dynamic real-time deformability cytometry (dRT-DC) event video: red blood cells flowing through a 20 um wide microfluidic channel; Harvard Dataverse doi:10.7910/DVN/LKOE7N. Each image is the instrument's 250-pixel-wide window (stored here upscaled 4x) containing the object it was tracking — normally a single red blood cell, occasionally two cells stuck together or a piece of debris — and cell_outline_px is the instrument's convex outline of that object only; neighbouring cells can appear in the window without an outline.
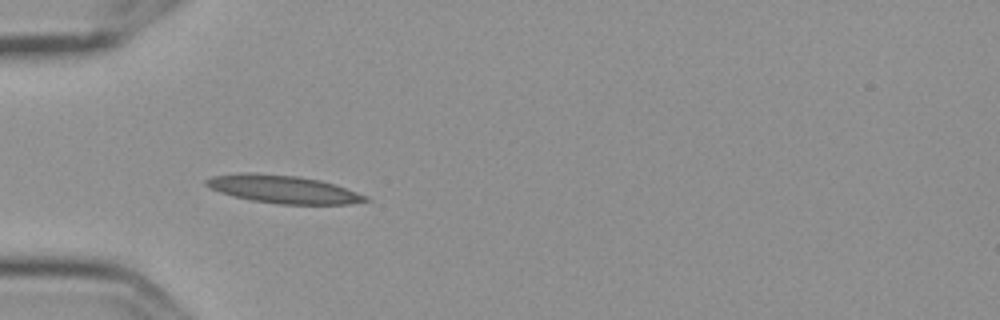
{"species": "Egyptian fruit bat (a non-hibernating species)", "species_latin": "Rousettus aegyptiacus", "temperature_condition": "cold", "stored_images_in_passage": 2, "camera_frame_rate_fps": 3000, "um_per_image_px": 0.085, "frame": {"image": 1, "passage_image": 1, "time_ms": 0.0, "image_size_px": [1000, 320], "cell_outline_px": [[372, 200], [348, 204], [280, 204], [252, 200], [232, 196], [220, 192], [204, 184], [204, 180], [212, 176], [240, 172], [248, 172], [296, 176], [320, 180], [368, 196]], "centroid_in_image_um": [24.03, 16.08], "position_along_channel_um": 61.0, "area_um2": 25.72}}
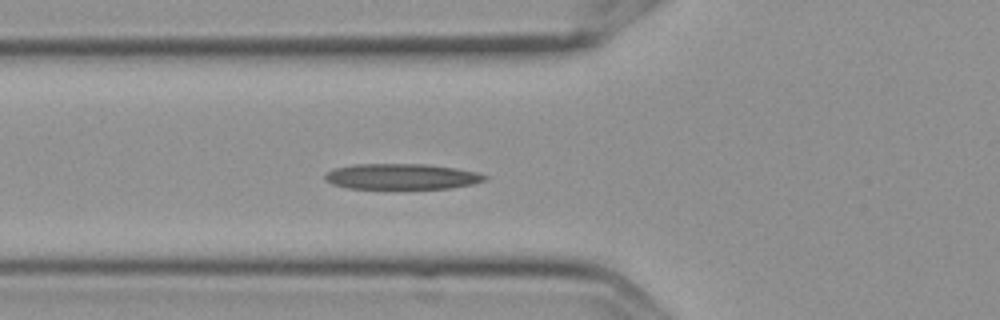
{"frame": {"image": 2, "passage_image": 2, "time_ms": 0.333, "image_size_px": [1000, 320], "cell_outline_px": [[488, 180], [472, 184], [448, 188], [348, 188], [332, 184], [324, 180], [324, 176], [328, 172], [336, 168], [356, 164], [428, 164], [456, 168], [476, 172], [488, 176]], "centroid_in_image_um": [34.16, 15.0], "position_along_channel_um": 91.6, "area_um2": 23.76}}